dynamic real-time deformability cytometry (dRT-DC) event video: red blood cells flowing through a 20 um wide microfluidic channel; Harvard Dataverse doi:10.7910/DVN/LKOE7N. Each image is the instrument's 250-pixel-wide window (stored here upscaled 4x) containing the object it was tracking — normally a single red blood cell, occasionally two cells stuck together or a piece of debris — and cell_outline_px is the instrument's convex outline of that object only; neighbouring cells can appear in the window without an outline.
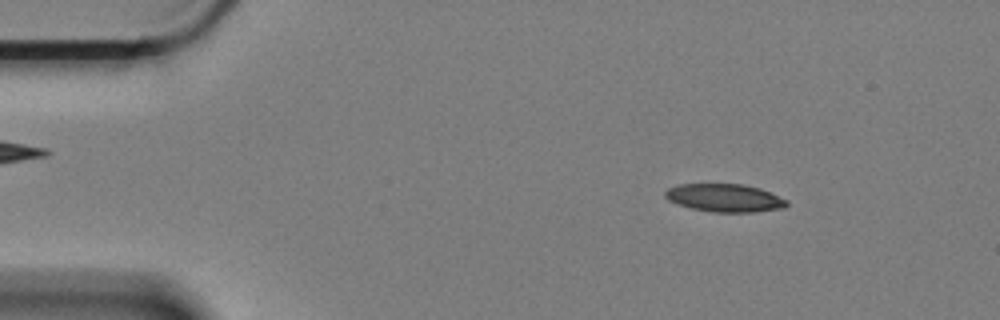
{"species": "Egyptian fruit bat (a non-hibernating species)", "species_latin": "Rousettus aegyptiacus", "temperature_condition": "cold", "stored_images_in_passage": 52, "camera_frame_rate_fps": 3000, "um_per_image_px": 0.085, "animal": {"sex": "female"}, "frame": {"image": 1, "passage_image": 1, "time_ms": 0.0, "image_size_px": [1000, 320], "cell_outline_px": [[788, 204], [784, 208], [752, 212], [712, 212], [692, 208], [668, 200], [664, 196], [664, 192], [668, 188], [680, 184], [744, 184], [760, 188], [788, 200]], "centroid_in_image_um": [61.61, 16.81], "position_along_channel_um": 23.4, "area_um2": 19.77}}
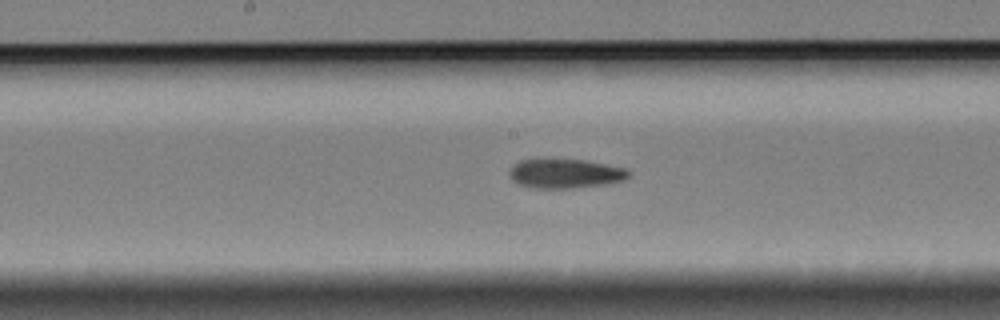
{"frame": {"image": 2, "passage_image": 23, "time_ms": 7.333, "image_size_px": [1000, 320], "cell_outline_px": [[632, 172], [624, 180], [604, 184], [568, 188], [528, 188], [512, 180], [508, 176], [508, 172], [512, 164], [520, 160], [536, 156], [548, 156], [584, 160], [624, 168]], "centroid_in_image_um": [47.92, 14.69], "position_along_channel_um": 200.3, "area_um2": 21.27}}
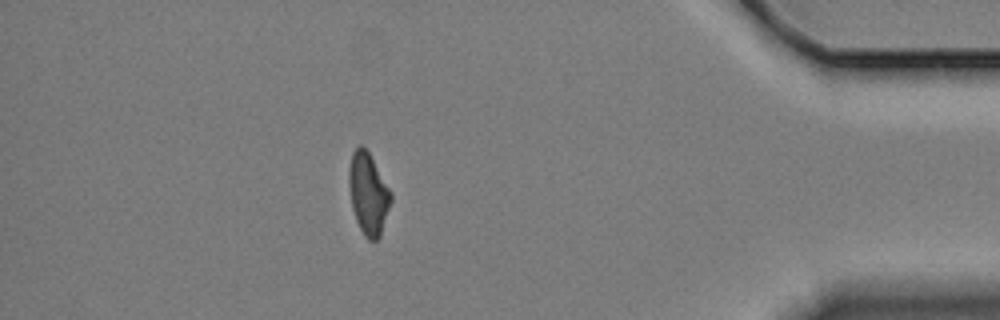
{"frame": {"image": 3, "passage_image": 45, "time_ms": 14.667, "image_size_px": [1000, 320], "cell_outline_px": [[392, 200], [380, 236], [376, 240], [368, 240], [364, 236], [356, 220], [352, 208], [348, 184], [348, 172], [352, 152], [356, 144], [360, 144], [368, 152], [392, 192]], "centroid_in_image_um": [31.29, 16.45], "position_along_channel_um": 403.9, "area_um2": 20.06}, "authors_computed_cell_mechanics": {"area_um2": 20.5479, "velocity_mm_per_s": 3.3639, "shape_relaxation_time_tau1_ms": null, "shape_relaxation_time_tau2_ms": 6.5882, "deformation_change_tau1": null, "deformation_change_tau2": 0.1512}}